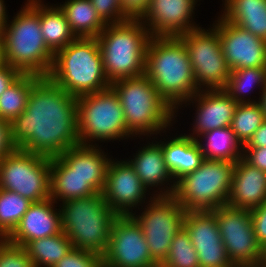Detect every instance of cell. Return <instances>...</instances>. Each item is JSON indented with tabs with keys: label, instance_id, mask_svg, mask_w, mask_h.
Wrapping results in <instances>:
<instances>
[{
	"label": "cell",
	"instance_id": "cb8c5ba5",
	"mask_svg": "<svg viewBox=\"0 0 266 267\" xmlns=\"http://www.w3.org/2000/svg\"><path fill=\"white\" fill-rule=\"evenodd\" d=\"M166 139L163 137L156 142L162 148L166 167L176 183L185 175L195 171L205 158L197 140L186 133L170 137V140Z\"/></svg>",
	"mask_w": 266,
	"mask_h": 267
},
{
	"label": "cell",
	"instance_id": "f35d334b",
	"mask_svg": "<svg viewBox=\"0 0 266 267\" xmlns=\"http://www.w3.org/2000/svg\"><path fill=\"white\" fill-rule=\"evenodd\" d=\"M234 24L266 40V15H242Z\"/></svg>",
	"mask_w": 266,
	"mask_h": 267
},
{
	"label": "cell",
	"instance_id": "e0dca14e",
	"mask_svg": "<svg viewBox=\"0 0 266 267\" xmlns=\"http://www.w3.org/2000/svg\"><path fill=\"white\" fill-rule=\"evenodd\" d=\"M183 227L196 249L199 267H235L228 257L212 211H186Z\"/></svg>",
	"mask_w": 266,
	"mask_h": 267
},
{
	"label": "cell",
	"instance_id": "8fae6325",
	"mask_svg": "<svg viewBox=\"0 0 266 267\" xmlns=\"http://www.w3.org/2000/svg\"><path fill=\"white\" fill-rule=\"evenodd\" d=\"M146 204L142 213L132 216L142 228L152 260L160 267L174 236L183 227L186 211L173 196H154Z\"/></svg>",
	"mask_w": 266,
	"mask_h": 267
},
{
	"label": "cell",
	"instance_id": "681fc988",
	"mask_svg": "<svg viewBox=\"0 0 266 267\" xmlns=\"http://www.w3.org/2000/svg\"><path fill=\"white\" fill-rule=\"evenodd\" d=\"M254 267H266V256Z\"/></svg>",
	"mask_w": 266,
	"mask_h": 267
},
{
	"label": "cell",
	"instance_id": "7402d4cb",
	"mask_svg": "<svg viewBox=\"0 0 266 267\" xmlns=\"http://www.w3.org/2000/svg\"><path fill=\"white\" fill-rule=\"evenodd\" d=\"M266 201V172L242 157L235 163L227 205L252 210Z\"/></svg>",
	"mask_w": 266,
	"mask_h": 267
},
{
	"label": "cell",
	"instance_id": "7bdbcfd3",
	"mask_svg": "<svg viewBox=\"0 0 266 267\" xmlns=\"http://www.w3.org/2000/svg\"><path fill=\"white\" fill-rule=\"evenodd\" d=\"M242 158L250 165L266 172V147L243 148Z\"/></svg>",
	"mask_w": 266,
	"mask_h": 267
},
{
	"label": "cell",
	"instance_id": "5bb4252c",
	"mask_svg": "<svg viewBox=\"0 0 266 267\" xmlns=\"http://www.w3.org/2000/svg\"><path fill=\"white\" fill-rule=\"evenodd\" d=\"M103 267H159L152 260L142 228L132 215H118L114 220Z\"/></svg>",
	"mask_w": 266,
	"mask_h": 267
},
{
	"label": "cell",
	"instance_id": "d4e9b609",
	"mask_svg": "<svg viewBox=\"0 0 266 267\" xmlns=\"http://www.w3.org/2000/svg\"><path fill=\"white\" fill-rule=\"evenodd\" d=\"M50 169V198L55 203L59 204V202L63 203L97 193L85 178L71 172V169L58 156L51 158Z\"/></svg>",
	"mask_w": 266,
	"mask_h": 267
},
{
	"label": "cell",
	"instance_id": "44dd1931",
	"mask_svg": "<svg viewBox=\"0 0 266 267\" xmlns=\"http://www.w3.org/2000/svg\"><path fill=\"white\" fill-rule=\"evenodd\" d=\"M131 157L127 161L144 186L149 192L155 188L153 196H173L176 183L166 167L162 148L156 140L153 139L152 142L149 141L140 147L133 155V159Z\"/></svg>",
	"mask_w": 266,
	"mask_h": 267
},
{
	"label": "cell",
	"instance_id": "f6af8a7d",
	"mask_svg": "<svg viewBox=\"0 0 266 267\" xmlns=\"http://www.w3.org/2000/svg\"><path fill=\"white\" fill-rule=\"evenodd\" d=\"M266 147V120L260 125L252 138L243 148H260Z\"/></svg>",
	"mask_w": 266,
	"mask_h": 267
},
{
	"label": "cell",
	"instance_id": "b9f144b4",
	"mask_svg": "<svg viewBox=\"0 0 266 267\" xmlns=\"http://www.w3.org/2000/svg\"><path fill=\"white\" fill-rule=\"evenodd\" d=\"M16 149L12 141L11 123L0 119V160Z\"/></svg>",
	"mask_w": 266,
	"mask_h": 267
},
{
	"label": "cell",
	"instance_id": "ac0fdd59",
	"mask_svg": "<svg viewBox=\"0 0 266 267\" xmlns=\"http://www.w3.org/2000/svg\"><path fill=\"white\" fill-rule=\"evenodd\" d=\"M198 1L201 0H151L140 21L151 36L178 37L201 27L193 18Z\"/></svg>",
	"mask_w": 266,
	"mask_h": 267
},
{
	"label": "cell",
	"instance_id": "f1b7e54d",
	"mask_svg": "<svg viewBox=\"0 0 266 267\" xmlns=\"http://www.w3.org/2000/svg\"><path fill=\"white\" fill-rule=\"evenodd\" d=\"M266 86V67L234 69L230 72L224 91L240 103L260 102L262 92ZM259 88V99L248 96L254 88ZM247 97V98H246Z\"/></svg>",
	"mask_w": 266,
	"mask_h": 267
},
{
	"label": "cell",
	"instance_id": "484cf974",
	"mask_svg": "<svg viewBox=\"0 0 266 267\" xmlns=\"http://www.w3.org/2000/svg\"><path fill=\"white\" fill-rule=\"evenodd\" d=\"M39 17L44 42L54 54L77 38L56 4L49 5L39 0Z\"/></svg>",
	"mask_w": 266,
	"mask_h": 267
},
{
	"label": "cell",
	"instance_id": "1f68e13d",
	"mask_svg": "<svg viewBox=\"0 0 266 267\" xmlns=\"http://www.w3.org/2000/svg\"><path fill=\"white\" fill-rule=\"evenodd\" d=\"M265 120L260 102L240 103L235 108L231 129L237 140L244 146Z\"/></svg>",
	"mask_w": 266,
	"mask_h": 267
},
{
	"label": "cell",
	"instance_id": "f546056e",
	"mask_svg": "<svg viewBox=\"0 0 266 267\" xmlns=\"http://www.w3.org/2000/svg\"><path fill=\"white\" fill-rule=\"evenodd\" d=\"M24 248L35 267H52L73 248V245L62 231L57 235L29 241Z\"/></svg>",
	"mask_w": 266,
	"mask_h": 267
},
{
	"label": "cell",
	"instance_id": "52a82bcc",
	"mask_svg": "<svg viewBox=\"0 0 266 267\" xmlns=\"http://www.w3.org/2000/svg\"><path fill=\"white\" fill-rule=\"evenodd\" d=\"M61 227L74 248L107 252L112 224L118 216L102 193L67 200L59 205Z\"/></svg>",
	"mask_w": 266,
	"mask_h": 267
},
{
	"label": "cell",
	"instance_id": "ab89813d",
	"mask_svg": "<svg viewBox=\"0 0 266 267\" xmlns=\"http://www.w3.org/2000/svg\"><path fill=\"white\" fill-rule=\"evenodd\" d=\"M254 233L258 244L266 252V201L250 210Z\"/></svg>",
	"mask_w": 266,
	"mask_h": 267
},
{
	"label": "cell",
	"instance_id": "8992f818",
	"mask_svg": "<svg viewBox=\"0 0 266 267\" xmlns=\"http://www.w3.org/2000/svg\"><path fill=\"white\" fill-rule=\"evenodd\" d=\"M96 38L110 83L145 74L146 48L151 35L140 20L107 24Z\"/></svg>",
	"mask_w": 266,
	"mask_h": 267
},
{
	"label": "cell",
	"instance_id": "83f0119b",
	"mask_svg": "<svg viewBox=\"0 0 266 267\" xmlns=\"http://www.w3.org/2000/svg\"><path fill=\"white\" fill-rule=\"evenodd\" d=\"M196 140L207 160L237 162L243 156V146L237 140L231 127L207 131Z\"/></svg>",
	"mask_w": 266,
	"mask_h": 267
},
{
	"label": "cell",
	"instance_id": "ba28073f",
	"mask_svg": "<svg viewBox=\"0 0 266 267\" xmlns=\"http://www.w3.org/2000/svg\"><path fill=\"white\" fill-rule=\"evenodd\" d=\"M77 130L82 145L134 138L126 129L121 103L111 86L77 97Z\"/></svg>",
	"mask_w": 266,
	"mask_h": 267
},
{
	"label": "cell",
	"instance_id": "ffe728a7",
	"mask_svg": "<svg viewBox=\"0 0 266 267\" xmlns=\"http://www.w3.org/2000/svg\"><path fill=\"white\" fill-rule=\"evenodd\" d=\"M55 207L59 206L51 198L32 202L6 239L24 247L29 241L61 233L60 209Z\"/></svg>",
	"mask_w": 266,
	"mask_h": 267
},
{
	"label": "cell",
	"instance_id": "2e32d148",
	"mask_svg": "<svg viewBox=\"0 0 266 267\" xmlns=\"http://www.w3.org/2000/svg\"><path fill=\"white\" fill-rule=\"evenodd\" d=\"M211 26L221 40V49L230 71L266 67V40L238 25L225 21L220 15Z\"/></svg>",
	"mask_w": 266,
	"mask_h": 267
},
{
	"label": "cell",
	"instance_id": "836d02e7",
	"mask_svg": "<svg viewBox=\"0 0 266 267\" xmlns=\"http://www.w3.org/2000/svg\"><path fill=\"white\" fill-rule=\"evenodd\" d=\"M160 267H199L196 249L184 227L174 236L166 259Z\"/></svg>",
	"mask_w": 266,
	"mask_h": 267
},
{
	"label": "cell",
	"instance_id": "5b68a950",
	"mask_svg": "<svg viewBox=\"0 0 266 267\" xmlns=\"http://www.w3.org/2000/svg\"><path fill=\"white\" fill-rule=\"evenodd\" d=\"M48 78L75 97L110 87L97 38L77 37L54 54Z\"/></svg>",
	"mask_w": 266,
	"mask_h": 267
},
{
	"label": "cell",
	"instance_id": "603a6c76",
	"mask_svg": "<svg viewBox=\"0 0 266 267\" xmlns=\"http://www.w3.org/2000/svg\"><path fill=\"white\" fill-rule=\"evenodd\" d=\"M100 147L102 146L79 144L58 156L71 172L85 178L97 193H102L104 189L108 165L112 159Z\"/></svg>",
	"mask_w": 266,
	"mask_h": 267
},
{
	"label": "cell",
	"instance_id": "bcb514c9",
	"mask_svg": "<svg viewBox=\"0 0 266 267\" xmlns=\"http://www.w3.org/2000/svg\"><path fill=\"white\" fill-rule=\"evenodd\" d=\"M6 4L4 0H0V34L2 33L5 24L8 21V17H10V15L8 16L7 13V9H6Z\"/></svg>",
	"mask_w": 266,
	"mask_h": 267
},
{
	"label": "cell",
	"instance_id": "3957f363",
	"mask_svg": "<svg viewBox=\"0 0 266 267\" xmlns=\"http://www.w3.org/2000/svg\"><path fill=\"white\" fill-rule=\"evenodd\" d=\"M110 86L119 98L126 129L133 137L148 139L170 131L175 123V110L159 95L145 74L113 81Z\"/></svg>",
	"mask_w": 266,
	"mask_h": 267
},
{
	"label": "cell",
	"instance_id": "d590c367",
	"mask_svg": "<svg viewBox=\"0 0 266 267\" xmlns=\"http://www.w3.org/2000/svg\"><path fill=\"white\" fill-rule=\"evenodd\" d=\"M0 267H35L23 246L0 239Z\"/></svg>",
	"mask_w": 266,
	"mask_h": 267
},
{
	"label": "cell",
	"instance_id": "e575fe53",
	"mask_svg": "<svg viewBox=\"0 0 266 267\" xmlns=\"http://www.w3.org/2000/svg\"><path fill=\"white\" fill-rule=\"evenodd\" d=\"M222 2L224 6L220 16L233 24L242 15H266V0H222Z\"/></svg>",
	"mask_w": 266,
	"mask_h": 267
},
{
	"label": "cell",
	"instance_id": "9a60e30c",
	"mask_svg": "<svg viewBox=\"0 0 266 267\" xmlns=\"http://www.w3.org/2000/svg\"><path fill=\"white\" fill-rule=\"evenodd\" d=\"M102 194L106 203L117 215L138 213L139 207L142 208L145 205L143 203L154 197L126 159L114 160L113 157L108 165ZM149 194L151 196L146 197Z\"/></svg>",
	"mask_w": 266,
	"mask_h": 267
},
{
	"label": "cell",
	"instance_id": "c3c4849f",
	"mask_svg": "<svg viewBox=\"0 0 266 267\" xmlns=\"http://www.w3.org/2000/svg\"><path fill=\"white\" fill-rule=\"evenodd\" d=\"M260 103L263 107L264 113H265V119H266V86L262 92Z\"/></svg>",
	"mask_w": 266,
	"mask_h": 267
},
{
	"label": "cell",
	"instance_id": "74e56055",
	"mask_svg": "<svg viewBox=\"0 0 266 267\" xmlns=\"http://www.w3.org/2000/svg\"><path fill=\"white\" fill-rule=\"evenodd\" d=\"M99 17L106 24H117L129 20L122 12L120 0H90Z\"/></svg>",
	"mask_w": 266,
	"mask_h": 267
},
{
	"label": "cell",
	"instance_id": "9c48e42d",
	"mask_svg": "<svg viewBox=\"0 0 266 267\" xmlns=\"http://www.w3.org/2000/svg\"><path fill=\"white\" fill-rule=\"evenodd\" d=\"M236 162L207 160L176 182L173 197L185 211H213L226 205Z\"/></svg>",
	"mask_w": 266,
	"mask_h": 267
},
{
	"label": "cell",
	"instance_id": "ee69618b",
	"mask_svg": "<svg viewBox=\"0 0 266 267\" xmlns=\"http://www.w3.org/2000/svg\"><path fill=\"white\" fill-rule=\"evenodd\" d=\"M16 68L6 65L0 69V95L21 75Z\"/></svg>",
	"mask_w": 266,
	"mask_h": 267
},
{
	"label": "cell",
	"instance_id": "d6986e66",
	"mask_svg": "<svg viewBox=\"0 0 266 267\" xmlns=\"http://www.w3.org/2000/svg\"><path fill=\"white\" fill-rule=\"evenodd\" d=\"M191 103L197 108L193 117L195 119L191 124L193 125L192 133L186 135L194 139L210 130L231 127L235 108L238 105L224 89L199 90L179 107H187Z\"/></svg>",
	"mask_w": 266,
	"mask_h": 267
},
{
	"label": "cell",
	"instance_id": "7a4b0ae2",
	"mask_svg": "<svg viewBox=\"0 0 266 267\" xmlns=\"http://www.w3.org/2000/svg\"><path fill=\"white\" fill-rule=\"evenodd\" d=\"M145 75L175 110L199 91L189 54L177 36H151L146 48Z\"/></svg>",
	"mask_w": 266,
	"mask_h": 267
},
{
	"label": "cell",
	"instance_id": "4316f807",
	"mask_svg": "<svg viewBox=\"0 0 266 267\" xmlns=\"http://www.w3.org/2000/svg\"><path fill=\"white\" fill-rule=\"evenodd\" d=\"M62 3L56 5L64 13L76 37L96 38L107 26L90 0H66Z\"/></svg>",
	"mask_w": 266,
	"mask_h": 267
},
{
	"label": "cell",
	"instance_id": "4dcf8cb0",
	"mask_svg": "<svg viewBox=\"0 0 266 267\" xmlns=\"http://www.w3.org/2000/svg\"><path fill=\"white\" fill-rule=\"evenodd\" d=\"M42 77L34 74H21L0 95V119L11 123L26 109L28 96L33 86Z\"/></svg>",
	"mask_w": 266,
	"mask_h": 267
},
{
	"label": "cell",
	"instance_id": "7dc6e473",
	"mask_svg": "<svg viewBox=\"0 0 266 267\" xmlns=\"http://www.w3.org/2000/svg\"><path fill=\"white\" fill-rule=\"evenodd\" d=\"M7 65L5 56V44L0 34V69Z\"/></svg>",
	"mask_w": 266,
	"mask_h": 267
},
{
	"label": "cell",
	"instance_id": "6da1fadb",
	"mask_svg": "<svg viewBox=\"0 0 266 267\" xmlns=\"http://www.w3.org/2000/svg\"><path fill=\"white\" fill-rule=\"evenodd\" d=\"M12 141L21 150L57 157L79 145L77 97L48 77L32 88L26 109L11 122Z\"/></svg>",
	"mask_w": 266,
	"mask_h": 267
},
{
	"label": "cell",
	"instance_id": "30bf717a",
	"mask_svg": "<svg viewBox=\"0 0 266 267\" xmlns=\"http://www.w3.org/2000/svg\"><path fill=\"white\" fill-rule=\"evenodd\" d=\"M51 158L17 148L0 160V188L31 202L50 198Z\"/></svg>",
	"mask_w": 266,
	"mask_h": 267
},
{
	"label": "cell",
	"instance_id": "277c9868",
	"mask_svg": "<svg viewBox=\"0 0 266 267\" xmlns=\"http://www.w3.org/2000/svg\"><path fill=\"white\" fill-rule=\"evenodd\" d=\"M7 21L1 33L7 65L22 74L48 77L54 53L45 44L40 28L39 0H27Z\"/></svg>",
	"mask_w": 266,
	"mask_h": 267
},
{
	"label": "cell",
	"instance_id": "4fadbf2b",
	"mask_svg": "<svg viewBox=\"0 0 266 267\" xmlns=\"http://www.w3.org/2000/svg\"><path fill=\"white\" fill-rule=\"evenodd\" d=\"M228 257L235 267H254L266 252L258 244L250 210L222 205L212 211Z\"/></svg>",
	"mask_w": 266,
	"mask_h": 267
},
{
	"label": "cell",
	"instance_id": "d6a6232c",
	"mask_svg": "<svg viewBox=\"0 0 266 267\" xmlns=\"http://www.w3.org/2000/svg\"><path fill=\"white\" fill-rule=\"evenodd\" d=\"M31 203L16 192L0 188V239L13 232Z\"/></svg>",
	"mask_w": 266,
	"mask_h": 267
},
{
	"label": "cell",
	"instance_id": "60d3db41",
	"mask_svg": "<svg viewBox=\"0 0 266 267\" xmlns=\"http://www.w3.org/2000/svg\"><path fill=\"white\" fill-rule=\"evenodd\" d=\"M151 0H120L122 12L128 19L140 20L147 12Z\"/></svg>",
	"mask_w": 266,
	"mask_h": 267
},
{
	"label": "cell",
	"instance_id": "8d00e7d4",
	"mask_svg": "<svg viewBox=\"0 0 266 267\" xmlns=\"http://www.w3.org/2000/svg\"><path fill=\"white\" fill-rule=\"evenodd\" d=\"M52 267H103V256L96 252L73 247Z\"/></svg>",
	"mask_w": 266,
	"mask_h": 267
},
{
	"label": "cell",
	"instance_id": "7c38bea8",
	"mask_svg": "<svg viewBox=\"0 0 266 267\" xmlns=\"http://www.w3.org/2000/svg\"><path fill=\"white\" fill-rule=\"evenodd\" d=\"M185 44L199 90L224 89L230 69L221 49L218 31L199 27L178 36Z\"/></svg>",
	"mask_w": 266,
	"mask_h": 267
}]
</instances>
